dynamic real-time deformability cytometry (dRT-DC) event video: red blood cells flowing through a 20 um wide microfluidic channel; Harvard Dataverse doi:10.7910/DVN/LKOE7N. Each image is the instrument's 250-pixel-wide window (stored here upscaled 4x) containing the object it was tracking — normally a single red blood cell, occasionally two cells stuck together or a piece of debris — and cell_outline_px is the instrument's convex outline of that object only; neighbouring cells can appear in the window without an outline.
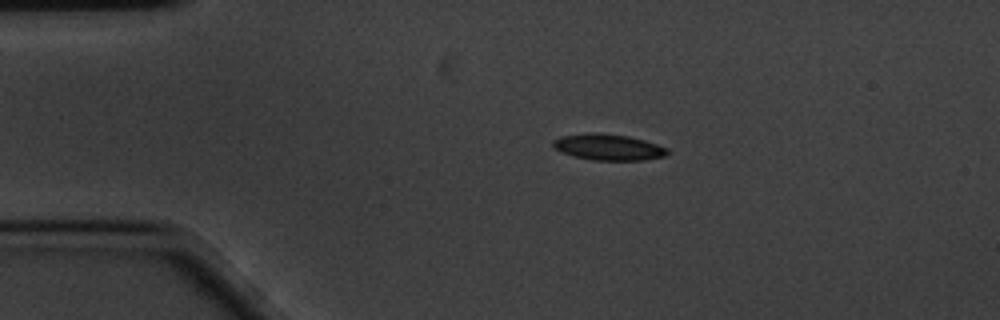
{"species": "common noctule bat (a hibernating species)", "species_latin": "Nyctalus noctula", "temperature_condition": "cold", "stored_images_in_passage": 47, "camera_frame_rate_fps": 3000, "um_per_image_px": 0.085, "animal": {"sex": "male", "body_mass_g": 20.1, "forearm_length_mm": 53.5}, "frame": {"image": 1, "passage_image": 1, "time_ms": 0.0, "image_size_px": [1000, 320], "cell_outline_px": [[668, 152], [664, 156], [644, 160], [596, 160], [572, 156], [560, 152], [552, 144], [552, 140], [560, 136], [592, 132], [628, 136], [644, 140], [668, 148]], "centroid_in_image_um": [51.68, 12.5], "position_along_channel_um": 33.3, "area_um2": 17.34}}
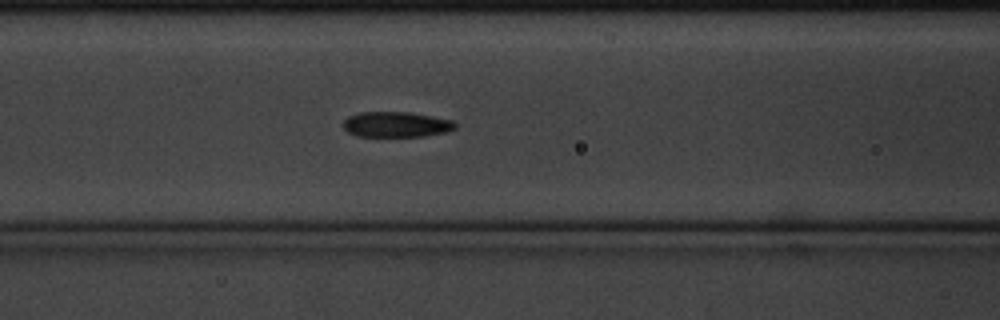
{"frame": {"image": 2, "passage_image": 13, "time_ms": 4.0, "image_size_px": [1000, 320], "cell_outline_px": [[456, 128], [444, 132], [424, 136], [356, 136], [348, 132], [344, 128], [344, 120], [348, 116], [360, 112], [408, 112], [452, 120], [456, 124]], "centroid_in_image_um": [33.65, 10.58], "position_along_channel_um": 132.9, "area_um2": 16.42}}
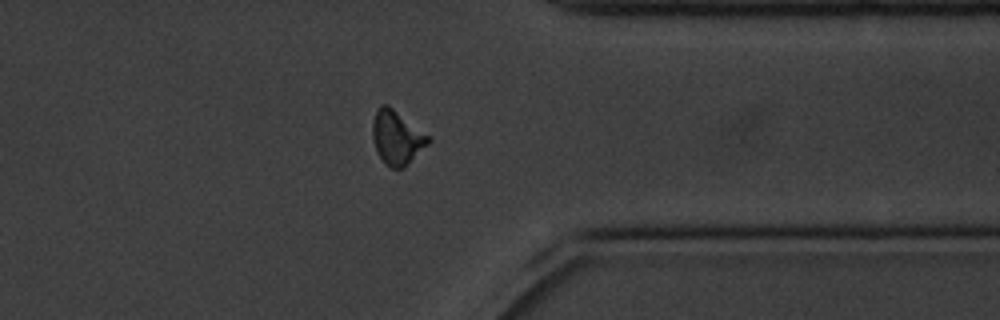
{"frame": {"image": 3, "passage_image": 35, "time_ms": 11.333, "image_size_px": [1000, 320], "cell_outline_px": [[432, 140], [404, 168], [392, 168], [384, 164], [376, 152], [372, 136], [372, 120], [380, 104], [388, 104], [432, 136]], "centroid_in_image_um": [33.75, 11.67], "position_along_channel_um": 377.7, "area_um2": 17.98}, "authors_computed_cell_mechanics": {"area_um2": 16.5308, "velocity_mm_per_s": 3.4326, "shape_relaxation_time_tau1_ms": 4.7693, "shape_relaxation_time_tau2_ms": 3.0963, "deformation_change_tau1": 0.1254, "deformation_change_tau2": 0.091}}